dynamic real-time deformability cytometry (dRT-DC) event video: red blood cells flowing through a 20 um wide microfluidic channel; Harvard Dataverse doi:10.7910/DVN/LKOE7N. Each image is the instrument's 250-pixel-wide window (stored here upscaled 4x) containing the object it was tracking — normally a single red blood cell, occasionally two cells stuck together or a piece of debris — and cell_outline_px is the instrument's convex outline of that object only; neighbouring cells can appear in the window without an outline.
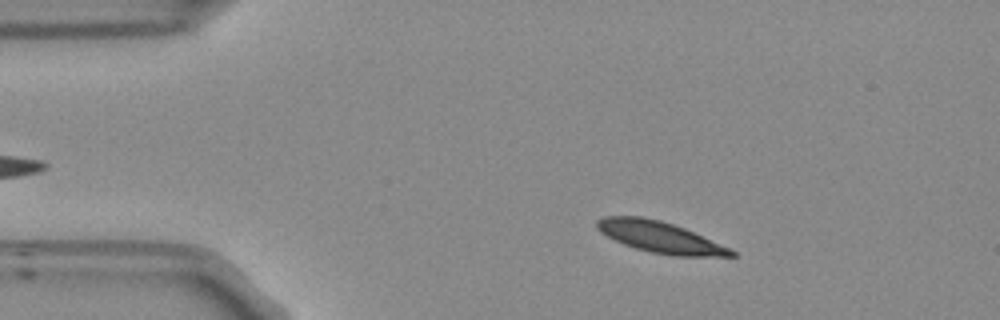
{"species": "Egyptian fruit bat (a non-hibernating species)", "species_latin": "Rousettus aegyptiacus", "temperature_condition": "room temperature", "stored_images_in_passage": 44, "camera_frame_rate_fps": 3000, "um_per_image_px": 0.085, "frame": {"image": 1, "passage_image": 7, "time_ms": 2.0, "image_size_px": [1000, 320], "cell_outline_px": [[736, 256], [672, 256], [652, 252], [636, 248], [624, 244], [600, 232], [596, 228], [596, 220], [604, 216], [640, 216], [660, 220], [684, 228], [728, 248], [736, 252]], "centroid_in_image_um": [56.05, 20.15], "position_along_channel_um": 29.0, "area_um2": 23.99}}
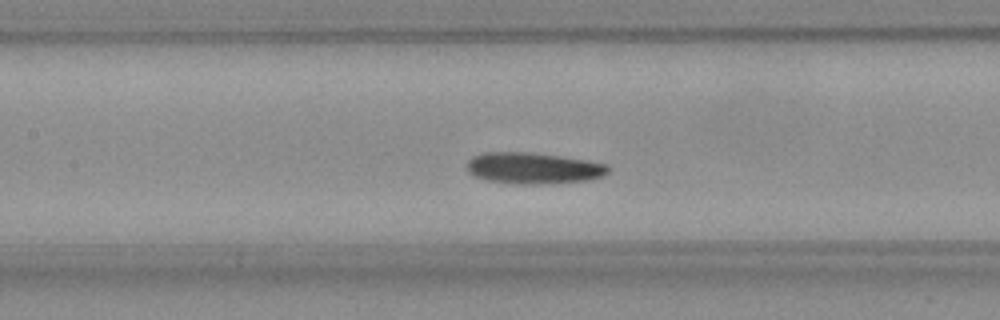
{"frame": {"image": 2, "passage_image": 22, "time_ms": 7.0, "image_size_px": [1000, 320], "cell_outline_px": [[608, 172], [604, 176], [588, 180], [536, 184], [516, 184], [488, 180], [472, 176], [468, 172], [468, 160], [472, 156], [484, 152], [528, 152], [560, 156], [608, 164]], "centroid_in_image_um": [45.3, 14.29], "position_along_channel_um": 162.1, "area_um2": 25.66}}
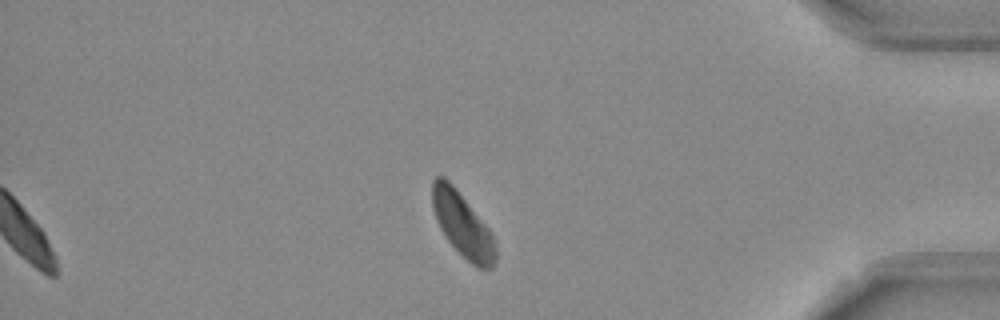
{"frame": {"image": 3, "passage_image": 44, "time_ms": 14.333, "image_size_px": [1000, 320], "cell_outline_px": [[496, 260], [492, 268], [476, 268], [448, 240], [440, 228], [436, 220], [432, 204], [432, 180], [436, 176], [444, 176], [452, 184], [492, 232], [496, 240]], "centroid_in_image_um": [39.33, 19.11], "position_along_channel_um": 395.9, "area_um2": 23.47}, "authors_computed_cell_mechanics": {"area_um2": 24.854, "velocity_mm_per_s": 3.6867, "shape_relaxation_time_tau1_ms": 4.8789, "shape_relaxation_time_tau2_ms": null, "deformation_change_tau1": 0.0955, "deformation_change_tau2": null}}